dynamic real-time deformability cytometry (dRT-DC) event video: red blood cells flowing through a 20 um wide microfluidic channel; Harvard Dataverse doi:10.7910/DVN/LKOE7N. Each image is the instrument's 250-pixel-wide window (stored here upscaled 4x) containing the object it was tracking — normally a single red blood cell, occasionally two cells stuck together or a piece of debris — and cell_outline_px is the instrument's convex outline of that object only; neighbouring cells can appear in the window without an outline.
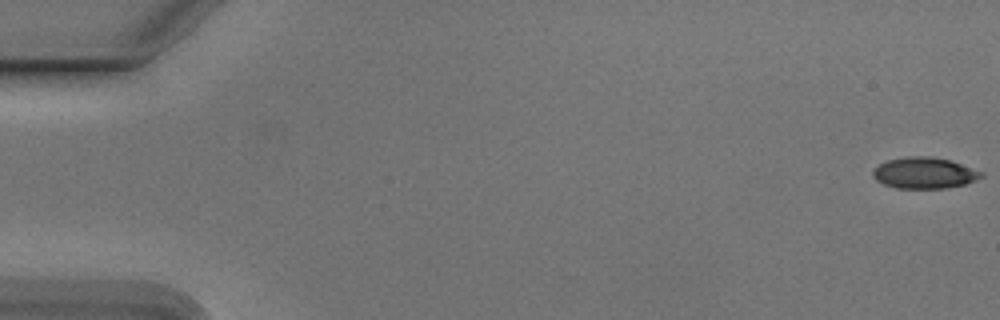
{"species": "Egyptian fruit bat (a non-hibernating species)", "species_latin": "Rousettus aegyptiacus", "temperature_condition": "cold", "stored_images_in_passage": 55, "camera_frame_rate_fps": 3000, "um_per_image_px": 0.085, "animal": {"sex": "male"}, "frame": {"image": 1, "passage_image": 1, "time_ms": 0.0, "image_size_px": [1000, 320], "cell_outline_px": [[984, 176], [976, 180], [964, 184], [944, 188], [896, 188], [884, 184], [876, 180], [872, 176], [872, 172], [880, 164], [888, 160], [908, 156], [932, 156], [952, 160], [984, 172]], "centroid_in_image_um": [78.6, 14.69], "position_along_channel_um": 6.4, "area_um2": 19.77}}
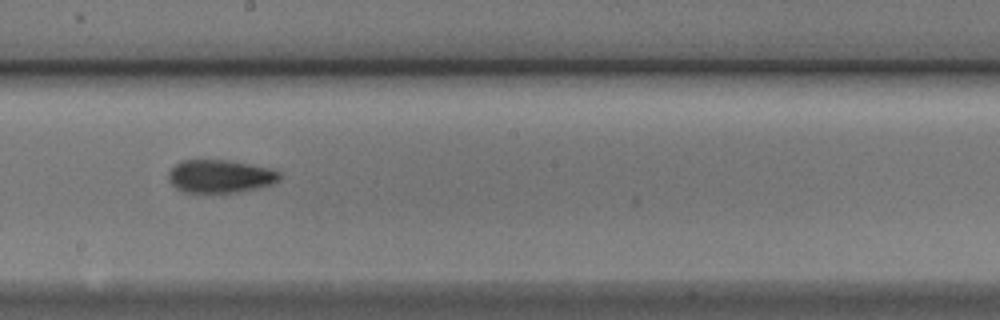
{"frame": {"image": 2, "passage_image": 31, "time_ms": 10.0, "image_size_px": [1000, 320], "cell_outline_px": [[280, 180], [272, 184], [256, 188], [236, 192], [180, 192], [168, 180], [168, 172], [180, 160], [228, 160], [268, 168], [280, 172]], "centroid_in_image_um": [18.68, 14.98], "position_along_channel_um": 229.5, "area_um2": 21.27}}
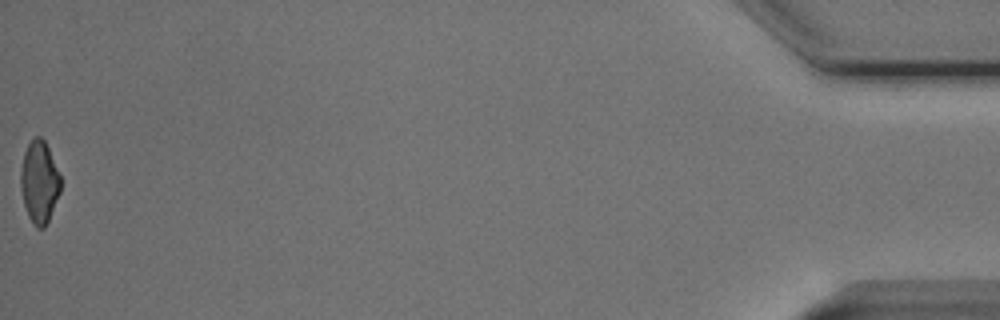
{"frame": {"image": 3, "passage_image": 55, "time_ms": 18.0, "image_size_px": [1000, 320], "cell_outline_px": [[60, 192], [48, 220], [44, 228], [36, 228], [28, 216], [24, 204], [20, 188], [20, 172], [24, 152], [28, 144], [36, 136], [40, 136], [44, 140], [48, 148], [60, 176]], "centroid_in_image_um": [3.32, 15.48], "position_along_channel_um": 431.9, "area_um2": 18.9}, "authors_computed_cell_mechanics": {"area_um2": 20.3456, "velocity_mm_per_s": 3.7861, "shape_relaxation_time_tau1_ms": 3.9993, "shape_relaxation_time_tau2_ms": 2.3077, "deformation_change_tau1": 0.1301, "deformation_change_tau2": 0.0802}}